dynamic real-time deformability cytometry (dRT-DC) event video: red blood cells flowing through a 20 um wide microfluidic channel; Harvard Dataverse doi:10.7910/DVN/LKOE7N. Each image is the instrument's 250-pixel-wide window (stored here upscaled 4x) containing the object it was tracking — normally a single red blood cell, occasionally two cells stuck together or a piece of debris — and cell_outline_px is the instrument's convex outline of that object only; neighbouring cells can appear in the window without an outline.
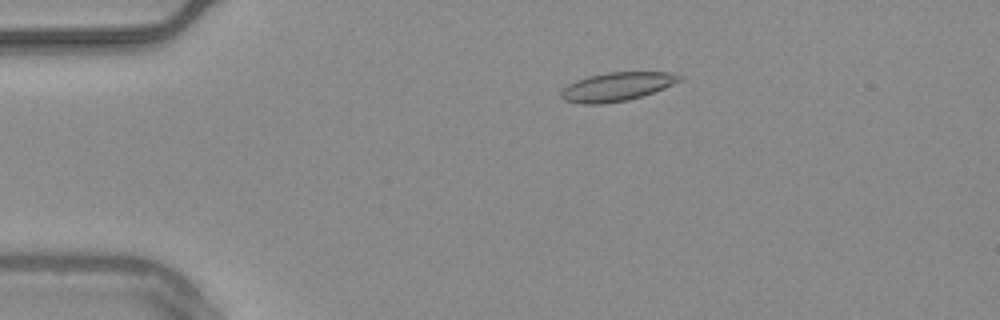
{"species": "common noctule bat (a hibernating species)", "species_latin": "Nyctalus noctula", "temperature_condition": "warm", "stored_images_in_passage": 55, "camera_frame_rate_fps": 3000, "um_per_image_px": 0.085, "animal": {"sex": "male", "body_mass_g": 20.4}, "frame": {"image": 1, "passage_image": 11, "time_ms": 3.333, "image_size_px": [1000, 320], "cell_outline_px": [[684, 80], [664, 88], [628, 100], [604, 104], [580, 104], [564, 100], [560, 96], [560, 92], [568, 84], [576, 80], [588, 76], [608, 72], [672, 72], [684, 76]], "centroid_in_image_um": [52.45, 7.36], "position_along_channel_um": 32.6, "area_um2": 19.94}}
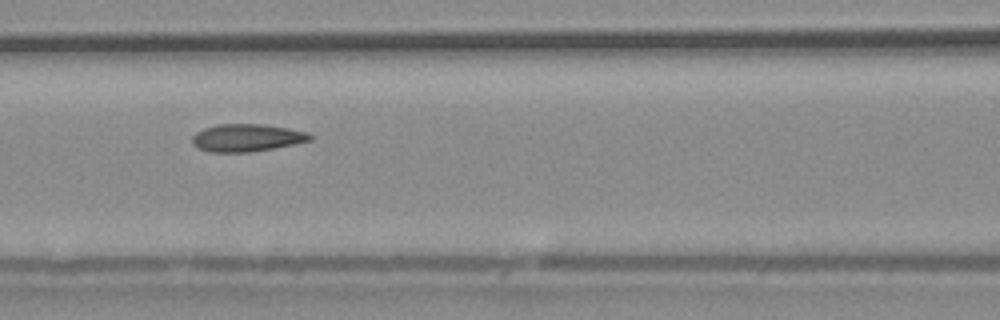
{"frame": {"image": 2, "passage_image": 24, "time_ms": 7.667, "image_size_px": [1000, 320], "cell_outline_px": [[312, 140], [296, 144], [252, 152], [208, 152], [192, 144], [192, 136], [196, 132], [204, 128], [216, 124], [260, 124], [288, 128], [308, 132], [312, 136]], "centroid_in_image_um": [20.98, 11.71], "position_along_channel_um": 145.6, "area_um2": 19.02}}
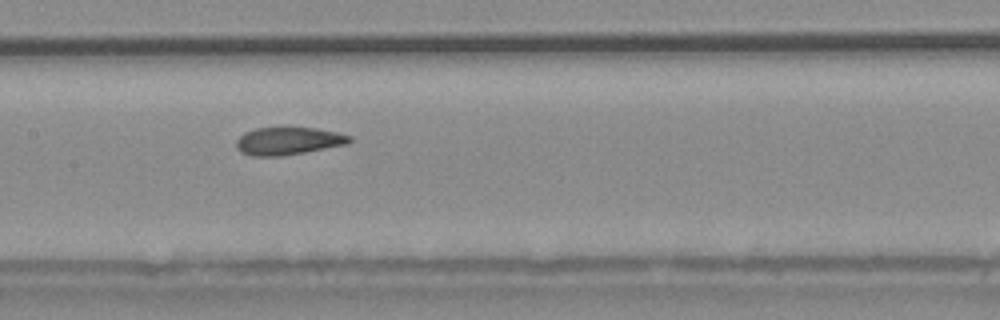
{"frame": {"image": 3, "passage_image": 27, "time_ms": 8.667, "image_size_px": [1000, 320], "cell_outline_px": [[352, 140], [348, 144], [304, 152], [280, 156], [252, 156], [240, 152], [236, 148], [236, 140], [244, 132], [256, 128], [316, 128], [336, 132], [352, 136]], "centroid_in_image_um": [24.49, 11.99], "position_along_channel_um": 182.9, "area_um2": 18.21}, "authors_computed_cell_mechanics": {"area_um2": 19.2474, "velocity_mm_per_s": 3.7273, "shape_relaxation_time_tau1_ms": null, "shape_relaxation_time_tau2_ms": 0.8177, "deformation_change_tau1": null, "deformation_change_tau2": 0.0592}}